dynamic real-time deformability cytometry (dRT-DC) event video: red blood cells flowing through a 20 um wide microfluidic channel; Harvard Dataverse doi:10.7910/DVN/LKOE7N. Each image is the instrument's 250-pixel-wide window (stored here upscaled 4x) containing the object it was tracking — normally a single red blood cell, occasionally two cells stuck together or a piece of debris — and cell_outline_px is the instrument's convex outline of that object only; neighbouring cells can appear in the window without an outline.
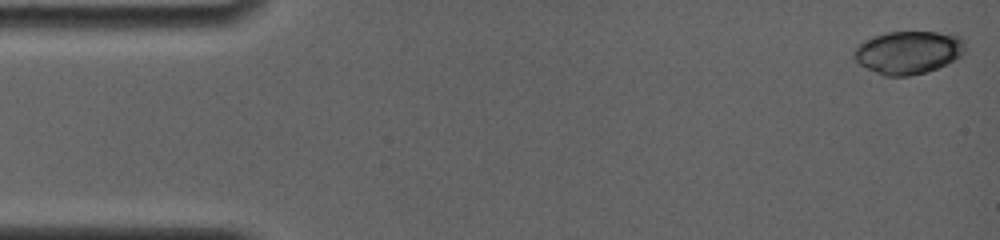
{"species": "common noctule bat (a hibernating species)", "species_latin": "Nyctalus noctula", "temperature_condition": "room temperature", "stored_images_in_passage": 7, "camera_frame_rate_fps": 4000, "um_per_image_px": 0.085, "animal": {"sex": "female", "body_mass_g": 19.0, "forearm_length_mm": 56.7}, "frame": {"image": 1, "passage_image": 1, "time_ms": 0.0, "image_size_px": [1000, 240], "cell_outline_px": [[964, 52], [960, 56], [936, 68], [924, 72], [908, 76], [884, 76], [860, 64], [852, 56], [856, 44], [864, 40], [888, 32], [952, 32], [960, 36], [964, 44]], "centroid_in_image_um": [77.19, 4.43], "position_along_channel_um": 7.8, "area_um2": 27.69}}
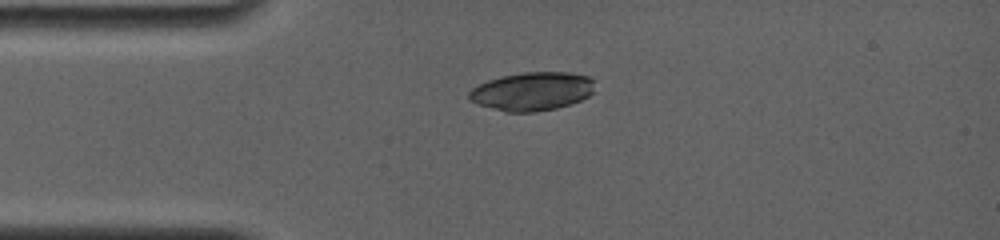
{"frame": {"image": 2, "passage_image": 6, "time_ms": 3.5, "image_size_px": [1000, 240], "cell_outline_px": [[592, 92], [588, 96], [580, 100], [556, 108], [532, 112], [508, 112], [476, 104], [468, 100], [468, 92], [472, 88], [488, 80], [504, 76], [524, 72], [568, 72], [588, 76], [592, 80]], "centroid_in_image_um": [45.18, 7.76], "position_along_channel_um": 39.8, "area_um2": 27.92}}